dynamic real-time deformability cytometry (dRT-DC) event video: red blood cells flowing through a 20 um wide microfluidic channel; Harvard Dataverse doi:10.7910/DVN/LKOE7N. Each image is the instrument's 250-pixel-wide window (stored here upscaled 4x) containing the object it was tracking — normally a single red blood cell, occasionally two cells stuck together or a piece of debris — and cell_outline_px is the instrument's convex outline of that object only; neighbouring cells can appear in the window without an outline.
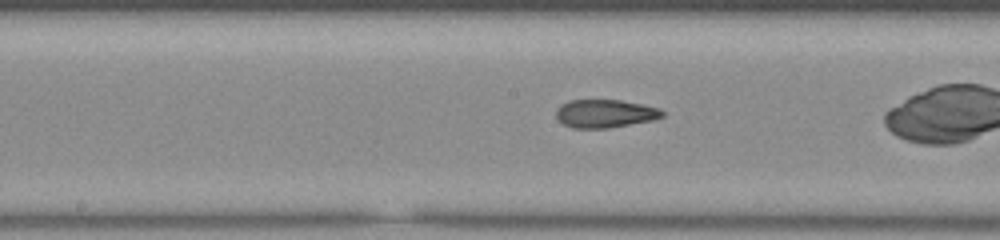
{"species": "common noctule bat (a hibernating species)", "species_latin": "Nyctalus noctula", "temperature_condition": "room temperature", "stored_images_in_passage": 27, "camera_frame_rate_fps": 3000, "um_per_image_px": 0.085, "animal": {"sex": "male", "body_mass_g": 20.0, "forearm_length_mm": 53.3}, "frame": {"image": 1, "passage_image": 12, "time_ms": 3.667, "image_size_px": [1000, 240], "cell_outline_px": [[664, 116], [652, 120], [608, 128], [572, 128], [564, 124], [556, 116], [556, 108], [560, 104], [568, 100], [620, 100], [660, 108], [664, 112]], "centroid_in_image_um": [51.4, 9.65], "position_along_channel_um": 196.8, "area_um2": 17.4}}